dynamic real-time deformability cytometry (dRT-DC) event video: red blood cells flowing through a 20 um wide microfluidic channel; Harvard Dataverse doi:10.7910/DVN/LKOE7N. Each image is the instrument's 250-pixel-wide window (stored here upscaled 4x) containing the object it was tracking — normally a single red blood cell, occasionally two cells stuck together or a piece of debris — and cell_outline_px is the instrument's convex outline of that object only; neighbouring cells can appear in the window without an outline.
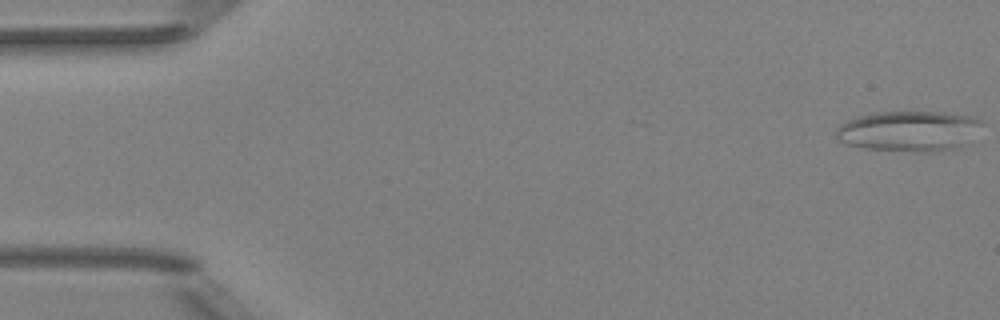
{"species": "Egyptian fruit bat (a non-hibernating species)", "species_latin": "Rousettus aegyptiacus", "temperature_condition": "room temperature", "stored_images_in_passage": 5, "camera_frame_rate_fps": 3000, "um_per_image_px": 0.085, "animal": {"sex": "female"}, "frame": {"image": 1, "passage_image": 1, "time_ms": 0.0, "image_size_px": [1000, 320], "cell_outline_px": [[984, 124], [976, 144], [960, 148], [936, 152], [916, 152], [864, 148], [848, 144], [840, 140], [836, 136], [836, 128], [840, 124], [848, 120], [872, 112], [944, 112], [976, 116]], "centroid_in_image_um": [77.46, 11.16], "position_along_channel_um": 7.5, "area_um2": 35.66}}